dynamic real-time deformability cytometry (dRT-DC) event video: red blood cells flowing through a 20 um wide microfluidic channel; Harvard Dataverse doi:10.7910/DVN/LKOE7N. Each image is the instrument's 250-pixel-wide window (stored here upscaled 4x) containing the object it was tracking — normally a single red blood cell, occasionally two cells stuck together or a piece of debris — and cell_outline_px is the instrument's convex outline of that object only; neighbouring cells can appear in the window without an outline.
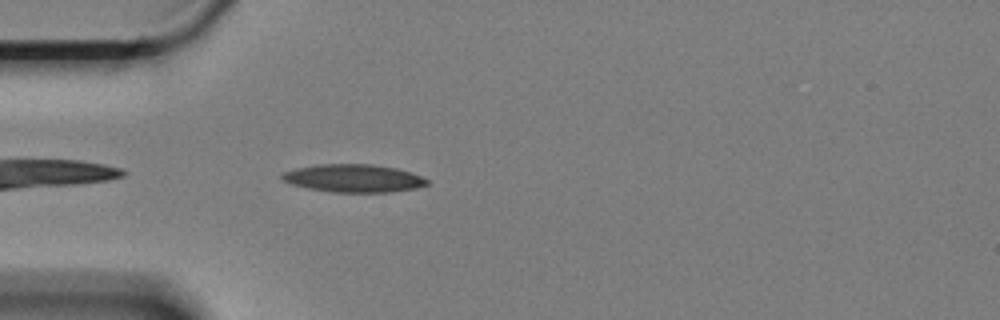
{"species": "Egyptian fruit bat (a non-hibernating species)", "species_latin": "Rousettus aegyptiacus", "temperature_condition": "cold", "stored_images_in_passage": 46, "camera_frame_rate_fps": 3000, "um_per_image_px": 0.085, "animal": {"sex": "female"}, "frame": {"image": 1, "passage_image": 3, "time_ms": 0.667, "image_size_px": [1000, 320], "cell_outline_px": [[428, 184], [416, 188], [388, 192], [332, 192], [308, 188], [292, 184], [284, 180], [280, 176], [280, 172], [296, 168], [316, 164], [372, 164], [396, 168], [412, 172], [428, 180]], "centroid_in_image_um": [30.03, 15.14], "position_along_channel_um": 55.0, "area_um2": 23.58}}
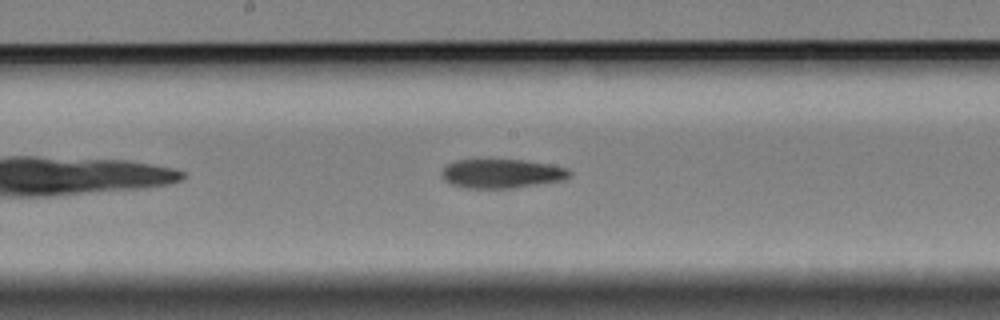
{"frame": {"image": 2, "passage_image": 17, "time_ms": 5.333, "image_size_px": [1000, 320], "cell_outline_px": [[572, 172], [564, 180], [512, 188], [468, 188], [452, 184], [444, 180], [440, 176], [440, 172], [448, 164], [456, 160], [488, 156], [520, 160], [548, 164], [568, 168]], "centroid_in_image_um": [42.58, 14.7], "position_along_channel_um": 205.6, "area_um2": 22.43}}
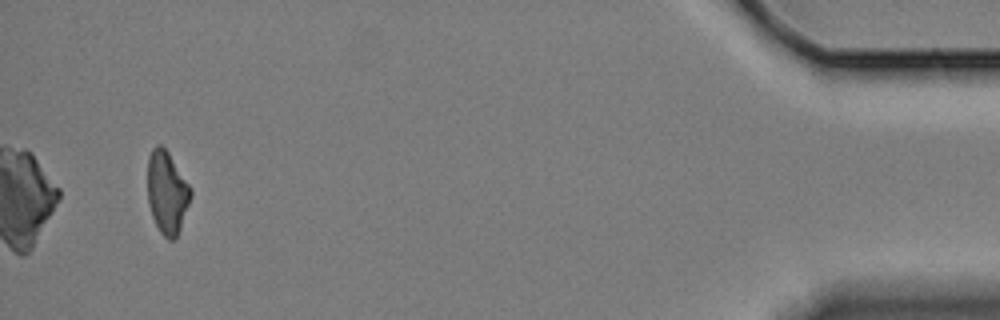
{"frame": {"image": 3, "passage_image": 43, "time_ms": 14.0, "image_size_px": [1000, 320], "cell_outline_px": [[192, 196], [176, 240], [168, 240], [160, 232], [152, 216], [148, 204], [148, 156], [152, 148], [156, 144], [160, 144], [168, 152], [192, 188]], "centroid_in_image_um": [14.2, 16.37], "position_along_channel_um": 421.0, "area_um2": 20.92}, "authors_computed_cell_mechanics": {"area_um2": 22.0796, "velocity_mm_per_s": 3.3483, "shape_relaxation_time_tau1_ms": 6.6644, "shape_relaxation_time_tau2_ms": null, "deformation_change_tau1": 0.1812, "deformation_change_tau2": null}}